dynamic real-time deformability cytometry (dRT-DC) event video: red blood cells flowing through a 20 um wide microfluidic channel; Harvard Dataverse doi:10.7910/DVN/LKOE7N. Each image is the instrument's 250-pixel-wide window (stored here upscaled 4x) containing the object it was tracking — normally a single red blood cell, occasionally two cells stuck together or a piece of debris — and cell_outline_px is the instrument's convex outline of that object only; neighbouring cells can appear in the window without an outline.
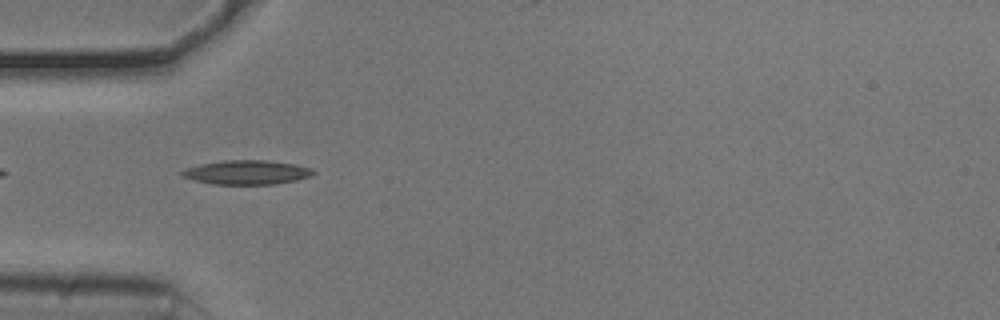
{"species": "common noctule bat (a hibernating species)", "species_latin": "Nyctalus noctula", "temperature_condition": "cold", "stored_images_in_passage": 40, "camera_frame_rate_fps": 3000, "um_per_image_px": 0.085, "animal": {"sex": "male", "body_mass_g": 20.5, "forearm_length_mm": 52.5}, "frame": {"image": 1, "passage_image": 3, "time_ms": 0.667, "image_size_px": [1000, 320], "cell_outline_px": [[316, 172], [312, 176], [296, 180], [276, 184], [212, 184], [180, 176], [180, 172], [188, 168], [200, 164], [224, 160], [268, 160], [296, 164], [312, 168]], "centroid_in_image_um": [21.02, 14.64], "position_along_channel_um": 64.0, "area_um2": 18.55}}
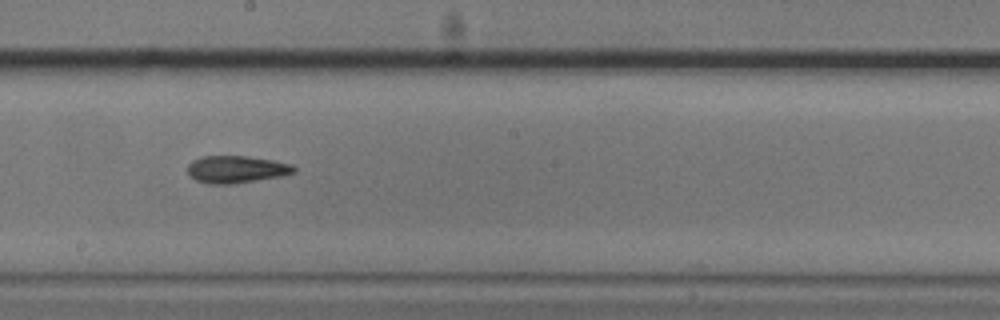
{"frame": {"image": 2, "passage_image": 16, "time_ms": 5.0, "image_size_px": [1000, 320], "cell_outline_px": [[296, 172], [280, 176], [232, 184], [208, 184], [196, 180], [188, 172], [188, 164], [192, 160], [204, 156], [248, 156], [272, 160], [292, 164], [296, 168]], "centroid_in_image_um": [20.09, 14.39], "position_along_channel_um": 228.1, "area_um2": 16.82}}
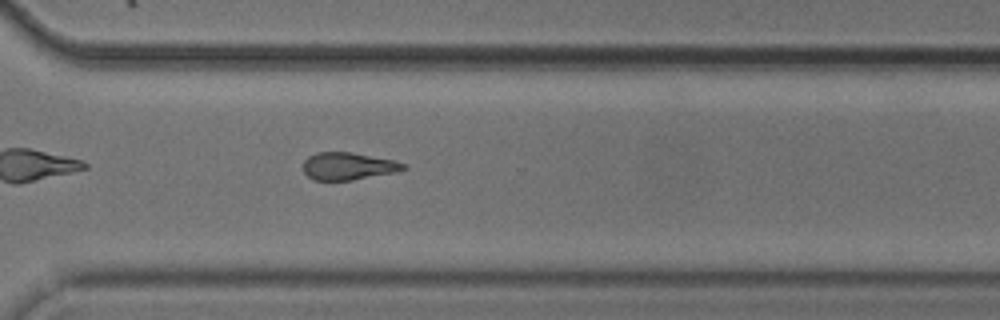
{"frame": {"image": 3, "passage_image": 25, "time_ms": 8.0, "image_size_px": [1000, 320], "cell_outline_px": [[408, 168], [396, 172], [352, 180], [312, 180], [304, 172], [304, 160], [308, 156], [316, 152], [352, 152], [396, 160], [408, 164]], "centroid_in_image_um": [29.63, 14.11], "position_along_channel_um": 341.0, "area_um2": 16.24}, "authors_computed_cell_mechanics": {"area_um2": 16.8198, "velocity_mm_per_s": 3.7874, "shape_relaxation_time_tau1_ms": 3.8598, "shape_relaxation_time_tau2_ms": 5.4135, "deformation_change_tau1": 0.1119, "deformation_change_tau2": 0.1577}}